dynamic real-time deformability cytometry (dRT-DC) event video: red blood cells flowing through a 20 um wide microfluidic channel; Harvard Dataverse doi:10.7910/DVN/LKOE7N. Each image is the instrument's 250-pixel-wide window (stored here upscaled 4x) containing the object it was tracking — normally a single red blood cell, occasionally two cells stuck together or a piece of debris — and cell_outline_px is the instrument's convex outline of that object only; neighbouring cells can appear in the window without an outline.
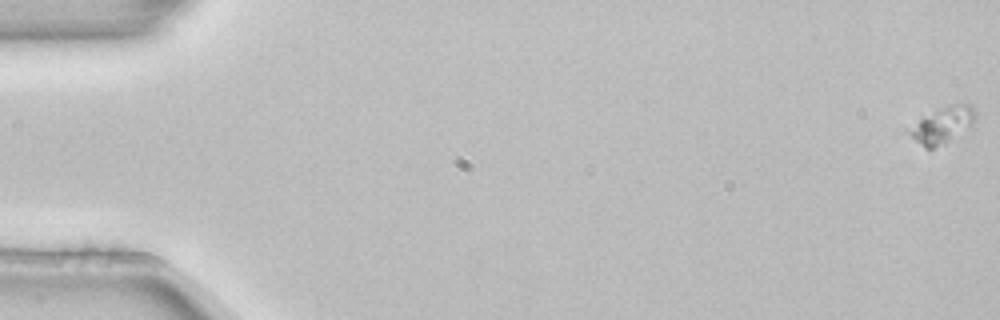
{"species": "common noctule bat (a hibernating species)", "species_latin": "Nyctalus noctula", "temperature_condition": "room temperature", "stored_images_in_passage": 4, "camera_frame_rate_fps": 3000, "um_per_image_px": 0.085, "animal": {"sex": "female", "body_mass_g": 22.7, "forearm_length_mm": 54.2}, "frame": {"image": 1, "passage_image": 1, "time_ms": 0.0, "image_size_px": [1000, 320], "cell_outline_px": [[976, 120], [972, 128], [944, 144], [932, 148], [924, 148], [904, 128], [924, 116], [940, 108], [956, 104], [972, 104], [976, 108]], "centroid_in_image_um": [80.16, 10.63], "position_along_channel_um": 4.8, "area_um2": 14.33}}
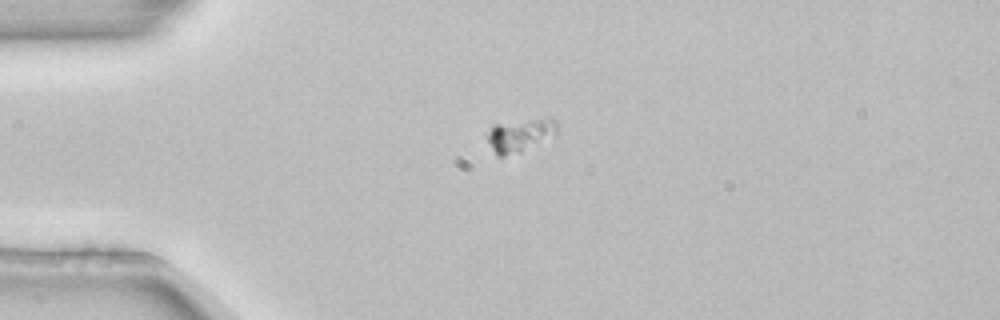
{"frame": {"image": 2, "passage_image": 4, "time_ms": 1.0, "image_size_px": [1000, 320], "cell_outline_px": [[556, 136], [516, 152], [504, 156], [496, 156], [484, 136], [492, 124], [548, 116], [552, 116], [556, 120]], "centroid_in_image_um": [44.19, 11.43], "position_along_channel_um": 40.8, "area_um2": 13.81}}